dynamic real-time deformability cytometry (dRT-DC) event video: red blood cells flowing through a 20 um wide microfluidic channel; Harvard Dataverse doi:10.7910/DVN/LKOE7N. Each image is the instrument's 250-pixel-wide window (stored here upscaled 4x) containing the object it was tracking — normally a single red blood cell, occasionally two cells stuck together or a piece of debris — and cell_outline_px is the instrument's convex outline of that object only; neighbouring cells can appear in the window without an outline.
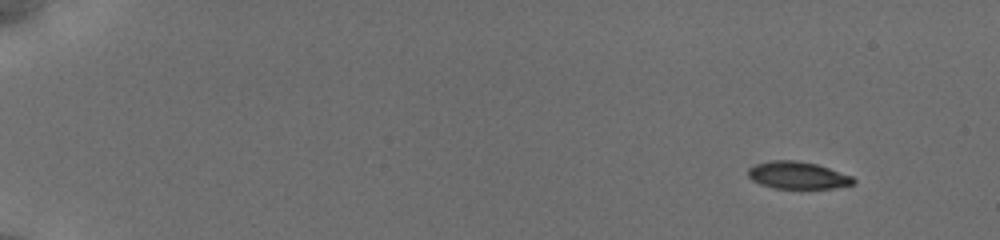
{"species": "common noctule bat (a hibernating species)", "species_latin": "Nyctalus noctula", "temperature_condition": "cold", "stored_images_in_passage": 51, "camera_frame_rate_fps": 3000, "um_per_image_px": 0.085, "animal": {"sex": "female", "body_mass_g": 19.5, "forearm_length_mm": 54.1}, "frame": {"image": 1, "passage_image": 1, "time_ms": 0.0, "image_size_px": [1000, 240], "cell_outline_px": [[856, 180], [852, 184], [832, 188], [776, 188], [760, 184], [752, 180], [748, 176], [748, 168], [756, 164], [772, 160], [796, 160], [816, 164], [852, 176]], "centroid_in_image_um": [67.77, 14.89], "position_along_channel_um": 17.2, "area_um2": 16.53}}
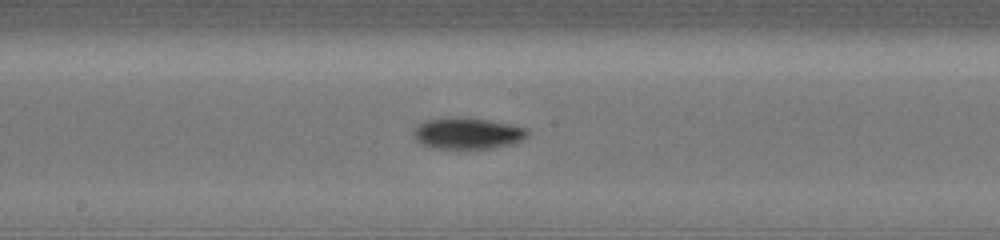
{"frame": {"image": 2, "passage_image": 28, "time_ms": 9.0, "image_size_px": [1000, 240], "cell_outline_px": [[528, 136], [516, 144], [492, 148], [432, 148], [416, 140], [412, 136], [412, 132], [424, 120], [448, 116], [468, 116], [512, 124], [528, 128]], "centroid_in_image_um": [39.77, 11.3], "position_along_channel_um": 208.4, "area_um2": 21.39}}
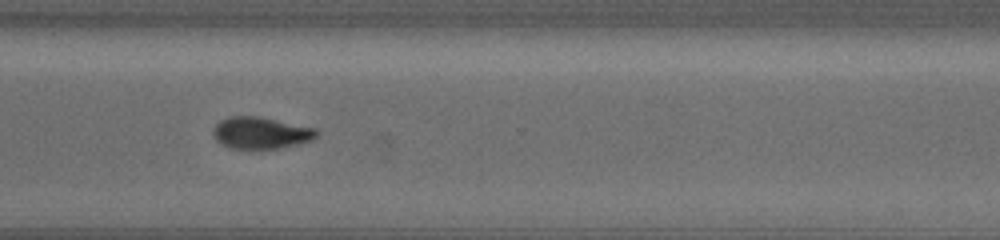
{"frame": {"image": 3, "passage_image": 39, "time_ms": 12.667, "image_size_px": [1000, 240], "cell_outline_px": [[320, 132], [312, 140], [280, 148], [228, 148], [216, 140], [212, 136], [212, 132], [216, 124], [220, 120], [232, 116], [256, 116], [316, 128]], "centroid_in_image_um": [22.15, 11.29], "position_along_channel_um": 348.4, "area_um2": 19.02}, "authors_computed_cell_mechanics": {"area_um2": 19.074, "velocity_mm_per_s": 3.8358, "shape_relaxation_time_tau1_ms": 1.9234, "shape_relaxation_time_tau2_ms": null, "deformation_change_tau1": 0.119, "deformation_change_tau2": null}}